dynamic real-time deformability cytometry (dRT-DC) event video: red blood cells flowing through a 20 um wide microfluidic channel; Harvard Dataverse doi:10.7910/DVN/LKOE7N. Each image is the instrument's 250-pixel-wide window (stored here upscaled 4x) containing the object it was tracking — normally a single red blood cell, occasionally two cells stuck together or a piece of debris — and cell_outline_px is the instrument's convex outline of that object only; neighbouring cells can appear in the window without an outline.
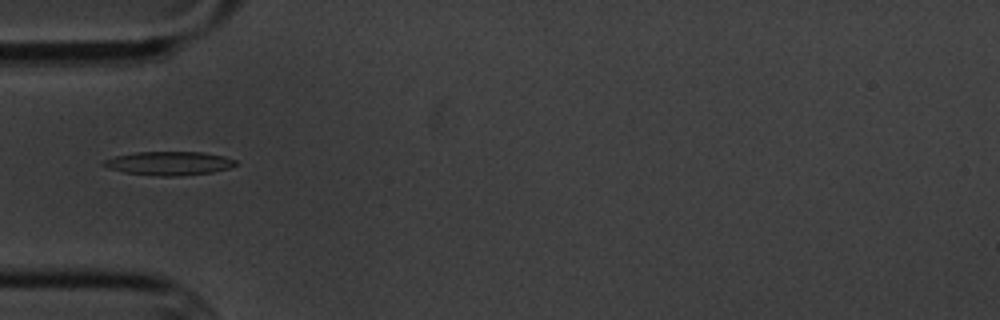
{"species": "common noctule bat (a hibernating species)", "species_latin": "Nyctalus noctula", "temperature_condition": "cold", "stored_images_in_passage": 9, "camera_frame_rate_fps": 3000, "um_per_image_px": 0.085, "animal": {"sex": "male", "body_mass_g": 20.1, "forearm_length_mm": 53.5}, "frame": {"image": 1, "passage_image": 6, "time_ms": 5.667, "image_size_px": [1000, 320], "cell_outline_px": [[236, 164], [228, 168], [212, 172], [176, 176], [156, 176], [124, 172], [108, 168], [100, 164], [104, 160], [116, 156], [136, 152], [204, 152], [224, 156], [236, 160]], "centroid_in_image_um": [14.35, 13.88], "position_along_channel_um": 70.7, "area_um2": 18.15}}
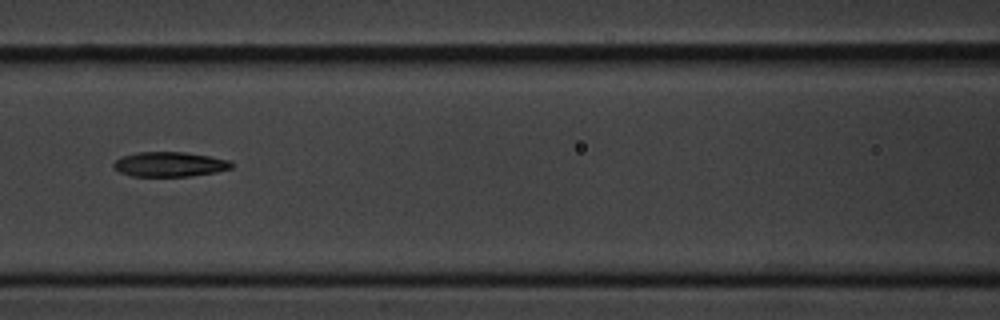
{"frame": {"image": 2, "passage_image": 8, "time_ms": 8.0, "image_size_px": [1000, 320], "cell_outline_px": [[232, 168], [216, 172], [188, 176], [132, 176], [120, 172], [112, 168], [112, 164], [120, 156], [136, 152], [184, 152], [232, 160]], "centroid_in_image_um": [14.39, 13.96], "position_along_channel_um": 152.2, "area_um2": 17.11}}
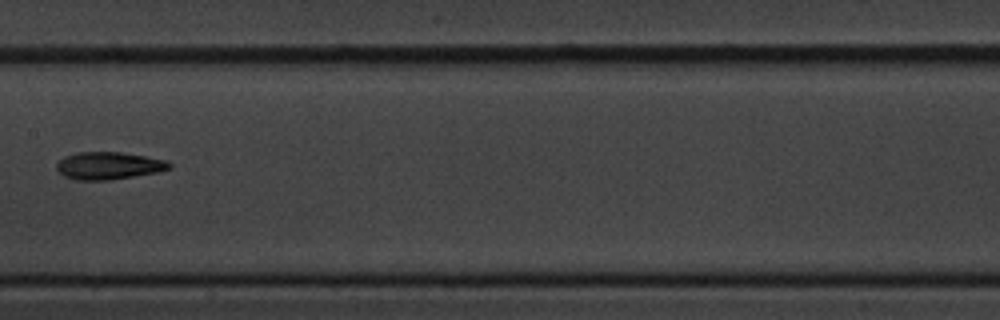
{"frame": {"image": 3, "passage_image": 9, "time_ms": 9.333, "image_size_px": [1000, 320], "cell_outline_px": [[172, 168], [156, 172], [108, 180], [76, 180], [64, 176], [56, 168], [56, 164], [64, 156], [76, 152], [120, 152], [144, 156], [164, 160], [172, 164]], "centroid_in_image_um": [9.2, 14.08], "position_along_channel_um": 198.2, "area_um2": 17.86}}